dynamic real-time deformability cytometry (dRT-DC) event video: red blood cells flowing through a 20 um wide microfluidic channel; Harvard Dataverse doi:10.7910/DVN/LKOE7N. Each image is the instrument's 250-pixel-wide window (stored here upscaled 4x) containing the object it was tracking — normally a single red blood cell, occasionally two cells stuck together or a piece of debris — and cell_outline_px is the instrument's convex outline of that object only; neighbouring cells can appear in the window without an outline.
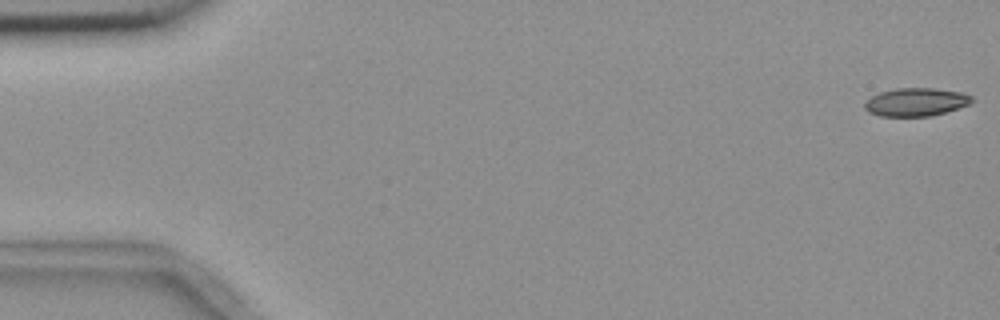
{"species": "common noctule bat (a hibernating species)", "species_latin": "Nyctalus noctula", "temperature_condition": "room temperature", "stored_images_in_passage": 56, "camera_frame_rate_fps": 3000, "um_per_image_px": 0.085, "animal": {"sex": "female", "body_mass_g": 18.4}, "frame": {"image": 1, "passage_image": 1, "time_ms": 0.0, "image_size_px": [1000, 320], "cell_outline_px": [[976, 100], [968, 104], [944, 112], [928, 116], [880, 116], [868, 112], [864, 108], [864, 100], [880, 92], [896, 88], [936, 88], [964, 92], [972, 96]], "centroid_in_image_um": [77.84, 8.66], "position_along_channel_um": 7.2, "area_um2": 17.69}}
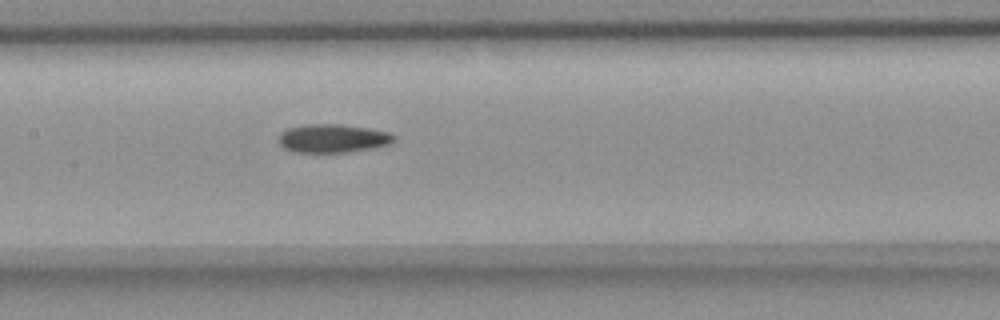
{"frame": {"image": 2, "passage_image": 27, "time_ms": 8.667, "image_size_px": [1000, 320], "cell_outline_px": [[396, 140], [388, 144], [376, 148], [348, 152], [292, 152], [284, 148], [280, 144], [280, 132], [288, 128], [304, 124], [340, 124], [368, 128], [388, 132], [396, 136]], "centroid_in_image_um": [28.3, 11.76], "position_along_channel_um": 179.1, "area_um2": 19.25}}
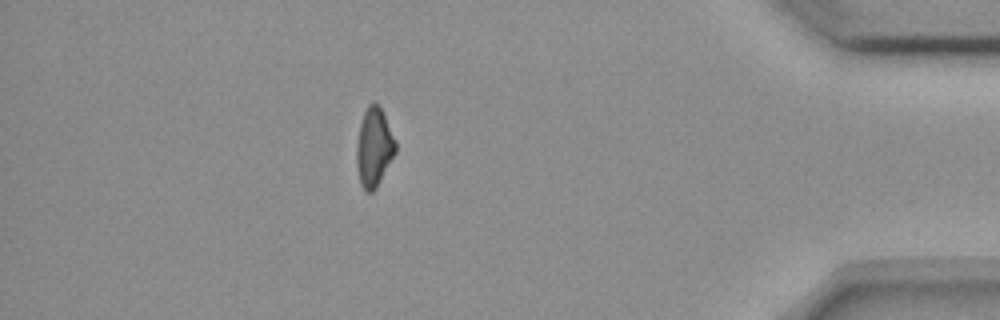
{"frame": {"image": 3, "passage_image": 49, "time_ms": 16.0, "image_size_px": [1000, 320], "cell_outline_px": [[396, 152], [376, 188], [372, 192], [364, 192], [360, 184], [356, 168], [356, 144], [360, 124], [364, 112], [368, 104], [376, 104], [380, 108], [396, 140]], "centroid_in_image_um": [31.77, 12.58], "position_along_channel_um": 403.4, "area_um2": 17.86}, "authors_computed_cell_mechanics": {"area_um2": 18.785, "velocity_mm_per_s": 3.668, "shape_relaxation_time_tau1_ms": 7.7, "shape_relaxation_time_tau2_ms": null, "deformation_change_tau1": 0.1593, "deformation_change_tau2": null}}